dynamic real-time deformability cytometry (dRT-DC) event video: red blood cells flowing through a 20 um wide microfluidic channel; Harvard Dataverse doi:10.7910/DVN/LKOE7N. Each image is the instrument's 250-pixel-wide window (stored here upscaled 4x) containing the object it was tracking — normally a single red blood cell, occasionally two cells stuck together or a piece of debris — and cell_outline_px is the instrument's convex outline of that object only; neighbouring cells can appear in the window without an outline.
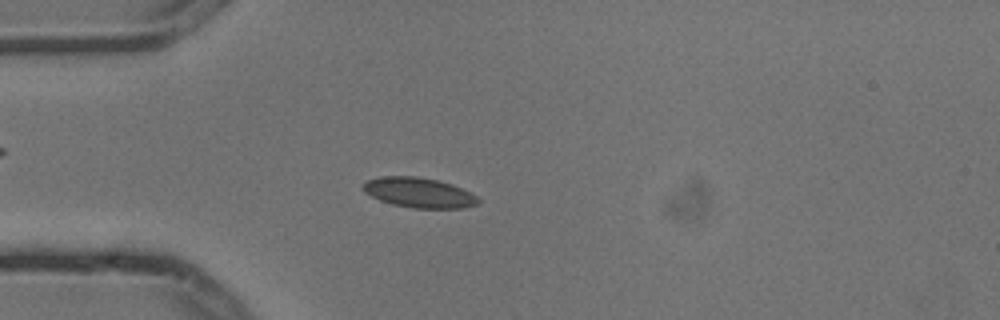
{"species": "common noctule bat (a hibernating species)", "species_latin": "Nyctalus noctula", "temperature_condition": "cold", "stored_images_in_passage": 3, "camera_frame_rate_fps": 3000, "um_per_image_px": 0.085, "animal": {"sex": "male", "body_mass_g": 13.3}, "frame": {"image": 1, "passage_image": 3, "time_ms": 0.667, "image_size_px": [1000, 320], "cell_outline_px": [[480, 200], [476, 204], [464, 208], [412, 208], [392, 204], [380, 200], [364, 192], [360, 188], [360, 184], [368, 180], [380, 176], [416, 176], [436, 180], [452, 184], [476, 196]], "centroid_in_image_um": [35.54, 16.37], "position_along_channel_um": 49.5, "area_um2": 20.11}}